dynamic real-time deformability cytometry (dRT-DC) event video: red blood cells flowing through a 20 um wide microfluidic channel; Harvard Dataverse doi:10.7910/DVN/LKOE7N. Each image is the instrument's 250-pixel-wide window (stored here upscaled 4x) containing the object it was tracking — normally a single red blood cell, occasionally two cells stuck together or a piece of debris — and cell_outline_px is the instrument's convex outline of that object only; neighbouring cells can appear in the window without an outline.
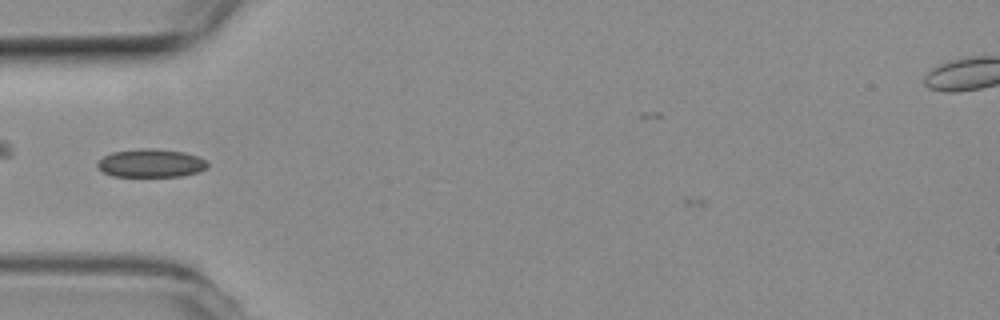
{"species": "common noctule bat (a hibernating species)", "species_latin": "Nyctalus noctula", "temperature_condition": "room temperature", "stored_images_in_passage": 5, "camera_frame_rate_fps": 3000, "um_per_image_px": 0.085, "animal": {"sex": "female", "body_mass_g": 19.3, "forearm_length_mm": 54.1}, "frame": {"image": 1, "passage_image": 1, "time_ms": 0.0, "image_size_px": [1000, 320], "cell_outline_px": [[208, 168], [200, 172], [184, 176], [112, 176], [104, 172], [96, 164], [104, 156], [112, 152], [140, 148], [152, 148], [184, 152], [200, 156], [208, 160]], "centroid_in_image_um": [12.91, 13.86], "position_along_channel_um": 72.1, "area_um2": 18.32}}